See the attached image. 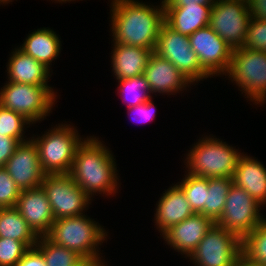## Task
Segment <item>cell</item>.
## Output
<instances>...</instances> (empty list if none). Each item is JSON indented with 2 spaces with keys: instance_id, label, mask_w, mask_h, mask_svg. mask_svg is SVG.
Returning <instances> with one entry per match:
<instances>
[{
  "instance_id": "6da1fadb",
  "label": "cell",
  "mask_w": 266,
  "mask_h": 266,
  "mask_svg": "<svg viewBox=\"0 0 266 266\" xmlns=\"http://www.w3.org/2000/svg\"><path fill=\"white\" fill-rule=\"evenodd\" d=\"M113 43L154 50L164 23V5L151 6L136 0L111 2Z\"/></svg>"
},
{
  "instance_id": "7a4b0ae2",
  "label": "cell",
  "mask_w": 266,
  "mask_h": 266,
  "mask_svg": "<svg viewBox=\"0 0 266 266\" xmlns=\"http://www.w3.org/2000/svg\"><path fill=\"white\" fill-rule=\"evenodd\" d=\"M110 152L94 136L84 138L76 149L68 174L90 198L96 193L106 196L117 193L119 178L115 158Z\"/></svg>"
},
{
  "instance_id": "3957f363",
  "label": "cell",
  "mask_w": 266,
  "mask_h": 266,
  "mask_svg": "<svg viewBox=\"0 0 266 266\" xmlns=\"http://www.w3.org/2000/svg\"><path fill=\"white\" fill-rule=\"evenodd\" d=\"M222 141L213 135L200 138L187 153V162L184 161L187 172L205 178H232L243 153Z\"/></svg>"
},
{
  "instance_id": "277c9868",
  "label": "cell",
  "mask_w": 266,
  "mask_h": 266,
  "mask_svg": "<svg viewBox=\"0 0 266 266\" xmlns=\"http://www.w3.org/2000/svg\"><path fill=\"white\" fill-rule=\"evenodd\" d=\"M85 214L55 220L46 237L53 243L77 252L83 258L100 257L99 245L108 232ZM103 241V242H102Z\"/></svg>"
},
{
  "instance_id": "5b68a950",
  "label": "cell",
  "mask_w": 266,
  "mask_h": 266,
  "mask_svg": "<svg viewBox=\"0 0 266 266\" xmlns=\"http://www.w3.org/2000/svg\"><path fill=\"white\" fill-rule=\"evenodd\" d=\"M41 137L32 139L38 149L39 161L43 172L47 174H68L76 149L84 138L70 124H58Z\"/></svg>"
},
{
  "instance_id": "8992f818",
  "label": "cell",
  "mask_w": 266,
  "mask_h": 266,
  "mask_svg": "<svg viewBox=\"0 0 266 266\" xmlns=\"http://www.w3.org/2000/svg\"><path fill=\"white\" fill-rule=\"evenodd\" d=\"M225 75L250 101L260 105L266 102V52L244 47L233 49Z\"/></svg>"
},
{
  "instance_id": "52a82bcc",
  "label": "cell",
  "mask_w": 266,
  "mask_h": 266,
  "mask_svg": "<svg viewBox=\"0 0 266 266\" xmlns=\"http://www.w3.org/2000/svg\"><path fill=\"white\" fill-rule=\"evenodd\" d=\"M56 93L50 86L7 82L0 90V105L35 124L51 113Z\"/></svg>"
},
{
  "instance_id": "ba28073f",
  "label": "cell",
  "mask_w": 266,
  "mask_h": 266,
  "mask_svg": "<svg viewBox=\"0 0 266 266\" xmlns=\"http://www.w3.org/2000/svg\"><path fill=\"white\" fill-rule=\"evenodd\" d=\"M154 52L170 61L192 84L197 85L198 81L211 78L192 50L189 36L173 30L165 22L160 27Z\"/></svg>"
},
{
  "instance_id": "9c48e42d",
  "label": "cell",
  "mask_w": 266,
  "mask_h": 266,
  "mask_svg": "<svg viewBox=\"0 0 266 266\" xmlns=\"http://www.w3.org/2000/svg\"><path fill=\"white\" fill-rule=\"evenodd\" d=\"M241 247L236 234L214 223L188 258L195 266H235Z\"/></svg>"
},
{
  "instance_id": "30bf717a",
  "label": "cell",
  "mask_w": 266,
  "mask_h": 266,
  "mask_svg": "<svg viewBox=\"0 0 266 266\" xmlns=\"http://www.w3.org/2000/svg\"><path fill=\"white\" fill-rule=\"evenodd\" d=\"M261 206L243 188L232 184L216 224L242 240L265 219L260 213Z\"/></svg>"
},
{
  "instance_id": "8fae6325",
  "label": "cell",
  "mask_w": 266,
  "mask_h": 266,
  "mask_svg": "<svg viewBox=\"0 0 266 266\" xmlns=\"http://www.w3.org/2000/svg\"><path fill=\"white\" fill-rule=\"evenodd\" d=\"M41 187L50 202L55 220L83 214L92 201L69 174H47Z\"/></svg>"
},
{
  "instance_id": "7c38bea8",
  "label": "cell",
  "mask_w": 266,
  "mask_h": 266,
  "mask_svg": "<svg viewBox=\"0 0 266 266\" xmlns=\"http://www.w3.org/2000/svg\"><path fill=\"white\" fill-rule=\"evenodd\" d=\"M249 22L246 0H216L211 8L209 26L231 49L243 46Z\"/></svg>"
},
{
  "instance_id": "4fadbf2b",
  "label": "cell",
  "mask_w": 266,
  "mask_h": 266,
  "mask_svg": "<svg viewBox=\"0 0 266 266\" xmlns=\"http://www.w3.org/2000/svg\"><path fill=\"white\" fill-rule=\"evenodd\" d=\"M189 40L201 67L211 77L227 73L233 49L209 25L191 34Z\"/></svg>"
},
{
  "instance_id": "5bb4252c",
  "label": "cell",
  "mask_w": 266,
  "mask_h": 266,
  "mask_svg": "<svg viewBox=\"0 0 266 266\" xmlns=\"http://www.w3.org/2000/svg\"><path fill=\"white\" fill-rule=\"evenodd\" d=\"M4 168L21 191L41 187L46 175L41 168L38 149L32 138L18 145Z\"/></svg>"
},
{
  "instance_id": "9a60e30c",
  "label": "cell",
  "mask_w": 266,
  "mask_h": 266,
  "mask_svg": "<svg viewBox=\"0 0 266 266\" xmlns=\"http://www.w3.org/2000/svg\"><path fill=\"white\" fill-rule=\"evenodd\" d=\"M15 207L38 237L49 233L55 218L42 187L22 190Z\"/></svg>"
},
{
  "instance_id": "2e32d148",
  "label": "cell",
  "mask_w": 266,
  "mask_h": 266,
  "mask_svg": "<svg viewBox=\"0 0 266 266\" xmlns=\"http://www.w3.org/2000/svg\"><path fill=\"white\" fill-rule=\"evenodd\" d=\"M213 225L214 222L209 217L194 213L160 235L172 249L189 257Z\"/></svg>"
},
{
  "instance_id": "e0dca14e",
  "label": "cell",
  "mask_w": 266,
  "mask_h": 266,
  "mask_svg": "<svg viewBox=\"0 0 266 266\" xmlns=\"http://www.w3.org/2000/svg\"><path fill=\"white\" fill-rule=\"evenodd\" d=\"M144 76L152 94L173 95L192 84L170 61L155 52L152 53L148 61Z\"/></svg>"
},
{
  "instance_id": "ac0fdd59",
  "label": "cell",
  "mask_w": 266,
  "mask_h": 266,
  "mask_svg": "<svg viewBox=\"0 0 266 266\" xmlns=\"http://www.w3.org/2000/svg\"><path fill=\"white\" fill-rule=\"evenodd\" d=\"M194 214L182 189L175 184L162 194L156 207L155 225L160 233Z\"/></svg>"
},
{
  "instance_id": "d6986e66",
  "label": "cell",
  "mask_w": 266,
  "mask_h": 266,
  "mask_svg": "<svg viewBox=\"0 0 266 266\" xmlns=\"http://www.w3.org/2000/svg\"><path fill=\"white\" fill-rule=\"evenodd\" d=\"M113 46L111 67L115 79L122 80L144 75L145 68L154 50L120 43H114Z\"/></svg>"
},
{
  "instance_id": "ffe728a7",
  "label": "cell",
  "mask_w": 266,
  "mask_h": 266,
  "mask_svg": "<svg viewBox=\"0 0 266 266\" xmlns=\"http://www.w3.org/2000/svg\"><path fill=\"white\" fill-rule=\"evenodd\" d=\"M232 178L233 184L243 188L264 207L266 204V168L260 161L243 154L238 160Z\"/></svg>"
},
{
  "instance_id": "44dd1931",
  "label": "cell",
  "mask_w": 266,
  "mask_h": 266,
  "mask_svg": "<svg viewBox=\"0 0 266 266\" xmlns=\"http://www.w3.org/2000/svg\"><path fill=\"white\" fill-rule=\"evenodd\" d=\"M9 57L7 66V82L24 83L37 86H48L50 71L42 63L19 48H15Z\"/></svg>"
},
{
  "instance_id": "7402d4cb",
  "label": "cell",
  "mask_w": 266,
  "mask_h": 266,
  "mask_svg": "<svg viewBox=\"0 0 266 266\" xmlns=\"http://www.w3.org/2000/svg\"><path fill=\"white\" fill-rule=\"evenodd\" d=\"M212 6L187 5L164 6V22L173 30L190 36L195 31L209 25Z\"/></svg>"
},
{
  "instance_id": "603a6c76",
  "label": "cell",
  "mask_w": 266,
  "mask_h": 266,
  "mask_svg": "<svg viewBox=\"0 0 266 266\" xmlns=\"http://www.w3.org/2000/svg\"><path fill=\"white\" fill-rule=\"evenodd\" d=\"M18 48L51 70L52 61L61 53V41L55 31L44 27L30 33Z\"/></svg>"
},
{
  "instance_id": "cb8c5ba5",
  "label": "cell",
  "mask_w": 266,
  "mask_h": 266,
  "mask_svg": "<svg viewBox=\"0 0 266 266\" xmlns=\"http://www.w3.org/2000/svg\"><path fill=\"white\" fill-rule=\"evenodd\" d=\"M0 237L24 242L29 248L35 247L39 238L16 207L0 208Z\"/></svg>"
},
{
  "instance_id": "d4e9b609",
  "label": "cell",
  "mask_w": 266,
  "mask_h": 266,
  "mask_svg": "<svg viewBox=\"0 0 266 266\" xmlns=\"http://www.w3.org/2000/svg\"><path fill=\"white\" fill-rule=\"evenodd\" d=\"M233 184V178H208L206 190V216L216 223L222 215L228 192Z\"/></svg>"
},
{
  "instance_id": "484cf974",
  "label": "cell",
  "mask_w": 266,
  "mask_h": 266,
  "mask_svg": "<svg viewBox=\"0 0 266 266\" xmlns=\"http://www.w3.org/2000/svg\"><path fill=\"white\" fill-rule=\"evenodd\" d=\"M35 247L42 253L46 266H76L84 259L77 252L53 243L46 236L39 237Z\"/></svg>"
},
{
  "instance_id": "4316f807",
  "label": "cell",
  "mask_w": 266,
  "mask_h": 266,
  "mask_svg": "<svg viewBox=\"0 0 266 266\" xmlns=\"http://www.w3.org/2000/svg\"><path fill=\"white\" fill-rule=\"evenodd\" d=\"M176 184L184 192L194 213H201L206 216V190L208 189V178L187 173L181 182Z\"/></svg>"
},
{
  "instance_id": "83f0119b",
  "label": "cell",
  "mask_w": 266,
  "mask_h": 266,
  "mask_svg": "<svg viewBox=\"0 0 266 266\" xmlns=\"http://www.w3.org/2000/svg\"><path fill=\"white\" fill-rule=\"evenodd\" d=\"M118 92L128 103L127 108L141 105L152 98L149 83L144 75L135 76L132 78L118 80ZM127 101V102H126Z\"/></svg>"
},
{
  "instance_id": "f1b7e54d",
  "label": "cell",
  "mask_w": 266,
  "mask_h": 266,
  "mask_svg": "<svg viewBox=\"0 0 266 266\" xmlns=\"http://www.w3.org/2000/svg\"><path fill=\"white\" fill-rule=\"evenodd\" d=\"M242 255L266 266V218L242 239Z\"/></svg>"
},
{
  "instance_id": "f546056e",
  "label": "cell",
  "mask_w": 266,
  "mask_h": 266,
  "mask_svg": "<svg viewBox=\"0 0 266 266\" xmlns=\"http://www.w3.org/2000/svg\"><path fill=\"white\" fill-rule=\"evenodd\" d=\"M32 124L23 115L0 105V133L24 142L30 138L24 137V128ZM26 138V139H25Z\"/></svg>"
},
{
  "instance_id": "4dcf8cb0",
  "label": "cell",
  "mask_w": 266,
  "mask_h": 266,
  "mask_svg": "<svg viewBox=\"0 0 266 266\" xmlns=\"http://www.w3.org/2000/svg\"><path fill=\"white\" fill-rule=\"evenodd\" d=\"M29 249L24 242L0 237V266H16Z\"/></svg>"
},
{
  "instance_id": "1f68e13d",
  "label": "cell",
  "mask_w": 266,
  "mask_h": 266,
  "mask_svg": "<svg viewBox=\"0 0 266 266\" xmlns=\"http://www.w3.org/2000/svg\"><path fill=\"white\" fill-rule=\"evenodd\" d=\"M242 47L266 52V20L250 18Z\"/></svg>"
},
{
  "instance_id": "d6a6232c",
  "label": "cell",
  "mask_w": 266,
  "mask_h": 266,
  "mask_svg": "<svg viewBox=\"0 0 266 266\" xmlns=\"http://www.w3.org/2000/svg\"><path fill=\"white\" fill-rule=\"evenodd\" d=\"M20 194L15 181L4 167H0V208L15 207Z\"/></svg>"
},
{
  "instance_id": "836d02e7",
  "label": "cell",
  "mask_w": 266,
  "mask_h": 266,
  "mask_svg": "<svg viewBox=\"0 0 266 266\" xmlns=\"http://www.w3.org/2000/svg\"><path fill=\"white\" fill-rule=\"evenodd\" d=\"M155 107L156 106H154V102H152V99H149L147 102H145L141 105L129 107L128 110L130 111L131 114L133 113L134 116L136 115L135 117L133 116L132 120L135 119V121H137V122H142V123L145 122L146 123L148 121L153 120V118L156 116L155 115V112H156Z\"/></svg>"
},
{
  "instance_id": "e575fe53",
  "label": "cell",
  "mask_w": 266,
  "mask_h": 266,
  "mask_svg": "<svg viewBox=\"0 0 266 266\" xmlns=\"http://www.w3.org/2000/svg\"><path fill=\"white\" fill-rule=\"evenodd\" d=\"M20 143V140L0 133V167H4Z\"/></svg>"
},
{
  "instance_id": "d590c367",
  "label": "cell",
  "mask_w": 266,
  "mask_h": 266,
  "mask_svg": "<svg viewBox=\"0 0 266 266\" xmlns=\"http://www.w3.org/2000/svg\"><path fill=\"white\" fill-rule=\"evenodd\" d=\"M16 266H46L42 253L36 248H30L17 262Z\"/></svg>"
},
{
  "instance_id": "8d00e7d4",
  "label": "cell",
  "mask_w": 266,
  "mask_h": 266,
  "mask_svg": "<svg viewBox=\"0 0 266 266\" xmlns=\"http://www.w3.org/2000/svg\"><path fill=\"white\" fill-rule=\"evenodd\" d=\"M250 18L266 20V0H246Z\"/></svg>"
},
{
  "instance_id": "74e56055",
  "label": "cell",
  "mask_w": 266,
  "mask_h": 266,
  "mask_svg": "<svg viewBox=\"0 0 266 266\" xmlns=\"http://www.w3.org/2000/svg\"><path fill=\"white\" fill-rule=\"evenodd\" d=\"M216 0H164V6H187V5H204L213 6Z\"/></svg>"
},
{
  "instance_id": "f35d334b",
  "label": "cell",
  "mask_w": 266,
  "mask_h": 266,
  "mask_svg": "<svg viewBox=\"0 0 266 266\" xmlns=\"http://www.w3.org/2000/svg\"><path fill=\"white\" fill-rule=\"evenodd\" d=\"M101 257L84 258L76 266H107Z\"/></svg>"
},
{
  "instance_id": "ab89813d",
  "label": "cell",
  "mask_w": 266,
  "mask_h": 266,
  "mask_svg": "<svg viewBox=\"0 0 266 266\" xmlns=\"http://www.w3.org/2000/svg\"><path fill=\"white\" fill-rule=\"evenodd\" d=\"M235 266H264L262 264L254 263L246 259L242 254L240 255L238 261Z\"/></svg>"
},
{
  "instance_id": "60d3db41",
  "label": "cell",
  "mask_w": 266,
  "mask_h": 266,
  "mask_svg": "<svg viewBox=\"0 0 266 266\" xmlns=\"http://www.w3.org/2000/svg\"><path fill=\"white\" fill-rule=\"evenodd\" d=\"M13 0H0V4H8L10 2H12Z\"/></svg>"
},
{
  "instance_id": "b9f144b4",
  "label": "cell",
  "mask_w": 266,
  "mask_h": 266,
  "mask_svg": "<svg viewBox=\"0 0 266 266\" xmlns=\"http://www.w3.org/2000/svg\"><path fill=\"white\" fill-rule=\"evenodd\" d=\"M55 1H57V2H59V3H60V2H61V3H62V2H65V3H66V2H69V1H75V0H55Z\"/></svg>"
}]
</instances>
